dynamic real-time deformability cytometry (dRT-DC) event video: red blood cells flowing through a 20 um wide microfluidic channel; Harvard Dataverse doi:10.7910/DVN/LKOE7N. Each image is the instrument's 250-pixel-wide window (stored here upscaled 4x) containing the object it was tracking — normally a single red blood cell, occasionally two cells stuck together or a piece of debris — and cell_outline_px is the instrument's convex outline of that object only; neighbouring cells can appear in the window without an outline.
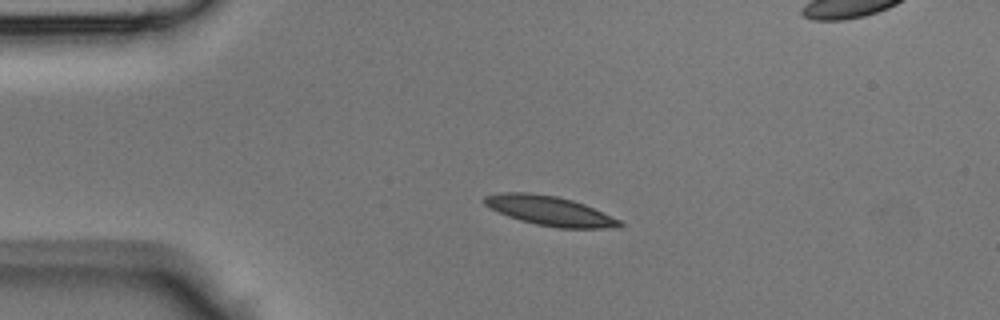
{"species": "Egyptian fruit bat (a non-hibernating species)", "species_latin": "Rousettus aegyptiacus", "temperature_condition": "room temperature", "stored_images_in_passage": 37, "camera_frame_rate_fps": 3000, "um_per_image_px": 0.085, "animal": {"sex": "male"}, "frame": {"image": 1, "passage_image": 1, "time_ms": 0.0, "image_size_px": [1000, 320], "cell_outline_px": [[624, 224], [620, 228], [560, 228], [536, 224], [520, 220], [508, 216], [484, 204], [484, 196], [500, 192], [528, 192], [556, 196], [572, 200], [584, 204], [620, 220]], "centroid_in_image_um": [46.75, 17.92], "position_along_channel_um": 38.3, "area_um2": 23.06}}
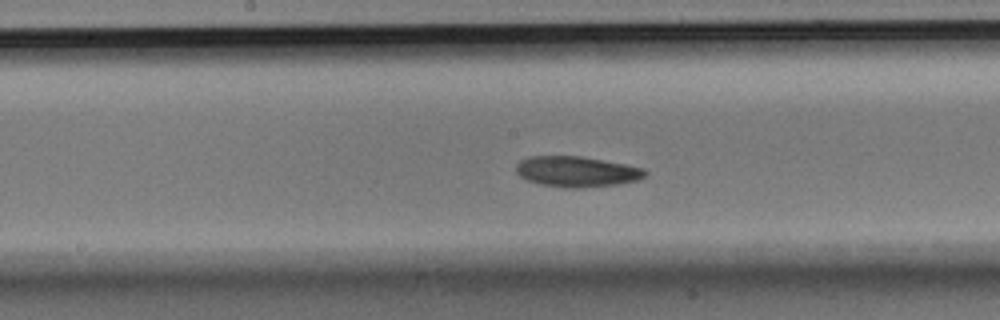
{"frame": {"image": 2, "passage_image": 14, "time_ms": 4.333, "image_size_px": [1000, 320], "cell_outline_px": [[648, 172], [640, 180], [616, 184], [584, 188], [564, 188], [540, 184], [528, 180], [520, 176], [516, 172], [516, 164], [520, 160], [528, 156], [580, 156], [624, 164], [644, 168]], "centroid_in_image_um": [49.01, 14.59], "position_along_channel_um": 199.2, "area_um2": 23.06}}
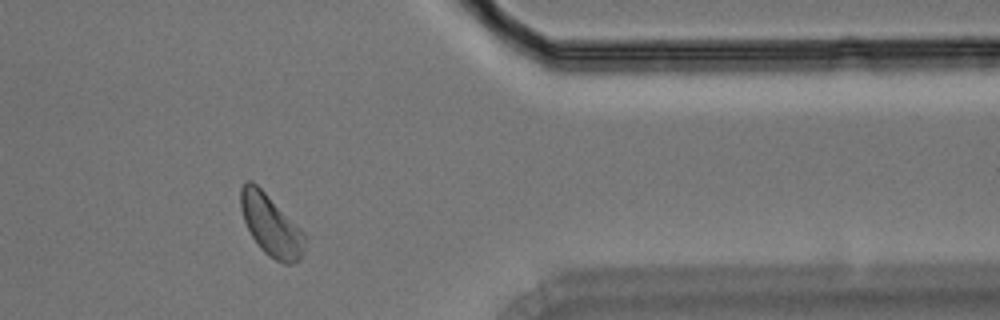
{"frame": {"image": 3, "passage_image": 28, "time_ms": 9.0, "image_size_px": [1000, 320], "cell_outline_px": [[308, 236], [304, 252], [300, 260], [292, 264], [284, 264], [268, 256], [260, 248], [252, 236], [244, 220], [240, 208], [240, 188], [244, 180], [252, 180]], "centroid_in_image_um": [23.05, 19.17], "position_along_channel_um": 388.4, "area_um2": 22.95}}